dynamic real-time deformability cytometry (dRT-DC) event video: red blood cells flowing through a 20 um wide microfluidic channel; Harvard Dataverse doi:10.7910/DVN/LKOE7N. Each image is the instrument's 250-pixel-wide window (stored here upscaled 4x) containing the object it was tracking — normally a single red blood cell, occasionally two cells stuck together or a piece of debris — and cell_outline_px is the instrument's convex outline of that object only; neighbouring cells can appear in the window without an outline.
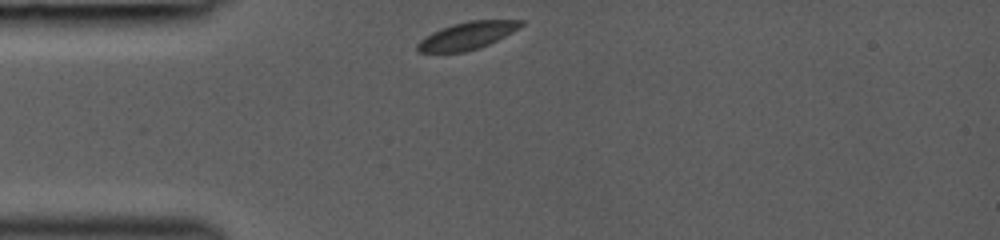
{"species": "common noctule bat (a hibernating species)", "species_latin": "Nyctalus noctula", "temperature_condition": "room temperature", "stored_images_in_passage": 28, "camera_frame_rate_fps": 3000, "um_per_image_px": 0.085, "animal": {"sex": "female", "body_mass_g": 19.0, "forearm_length_mm": 53.3}, "frame": {"image": 1, "passage_image": 1, "time_ms": 0.0, "image_size_px": [1000, 240], "cell_outline_px": [[524, 24], [520, 28], [488, 44], [464, 52], [420, 52], [416, 48], [416, 44], [424, 36], [440, 28], [452, 24], [468, 20], [524, 20]], "centroid_in_image_um": [39.69, 3.01], "position_along_channel_um": 45.3, "area_um2": 16.47}}
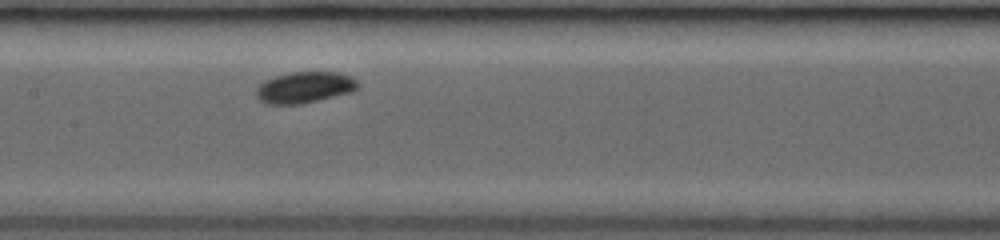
{"frame": {"image": 2, "passage_image": 11, "time_ms": 3.667, "image_size_px": [1000, 240], "cell_outline_px": [[360, 88], [352, 92], [300, 104], [268, 104], [260, 100], [256, 96], [256, 88], [264, 80], [288, 72], [336, 72], [352, 76], [360, 84]], "centroid_in_image_um": [25.91, 7.42], "position_along_channel_um": 181.5, "area_um2": 18.61}}
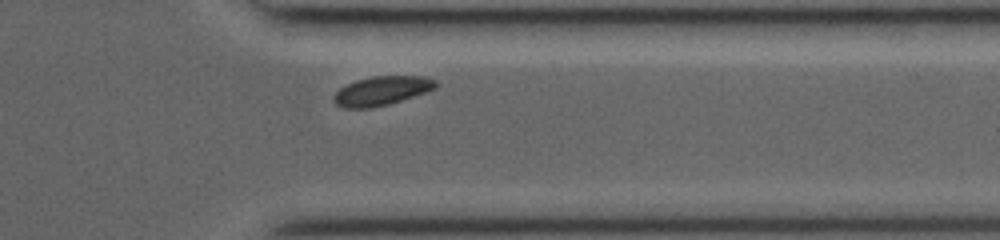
{"frame": {"image": 3, "passage_image": 25, "time_ms": 8.333, "image_size_px": [1000, 240], "cell_outline_px": [[440, 84], [436, 88], [388, 104], [372, 108], [344, 108], [336, 104], [332, 100], [336, 92], [340, 88], [356, 80], [372, 76], [424, 76], [436, 80]], "centroid_in_image_um": [32.45, 7.71], "position_along_channel_um": 379.0, "area_um2": 17.17}}